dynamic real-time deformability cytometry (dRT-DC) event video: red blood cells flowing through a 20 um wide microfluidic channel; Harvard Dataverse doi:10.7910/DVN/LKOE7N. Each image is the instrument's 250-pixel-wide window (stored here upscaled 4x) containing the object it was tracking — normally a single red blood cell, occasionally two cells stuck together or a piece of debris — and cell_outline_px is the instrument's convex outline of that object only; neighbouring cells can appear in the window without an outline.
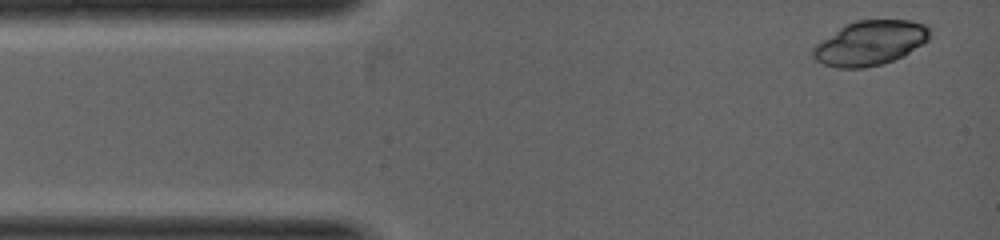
{"species": "common noctule bat (a hibernating species)", "species_latin": "Nyctalus noctula", "temperature_condition": "warm", "stored_images_in_passage": 5, "camera_frame_rate_fps": 5000, "um_per_image_px": 0.085, "animal": {"sex": "female", "body_mass_g": 19.0, "forearm_length_mm": 53.3}, "frame": {"image": 1, "passage_image": 1, "time_ms": 0.0, "image_size_px": [1000, 240], "cell_outline_px": [[932, 36], [928, 40], [904, 56], [880, 64], [864, 68], [836, 68], [824, 64], [816, 60], [812, 56], [812, 48], [816, 44], [844, 24], [856, 20], [912, 20], [928, 24]], "centroid_in_image_um": [73.98, 3.64], "position_along_channel_um": 11.0, "area_um2": 30.58}}